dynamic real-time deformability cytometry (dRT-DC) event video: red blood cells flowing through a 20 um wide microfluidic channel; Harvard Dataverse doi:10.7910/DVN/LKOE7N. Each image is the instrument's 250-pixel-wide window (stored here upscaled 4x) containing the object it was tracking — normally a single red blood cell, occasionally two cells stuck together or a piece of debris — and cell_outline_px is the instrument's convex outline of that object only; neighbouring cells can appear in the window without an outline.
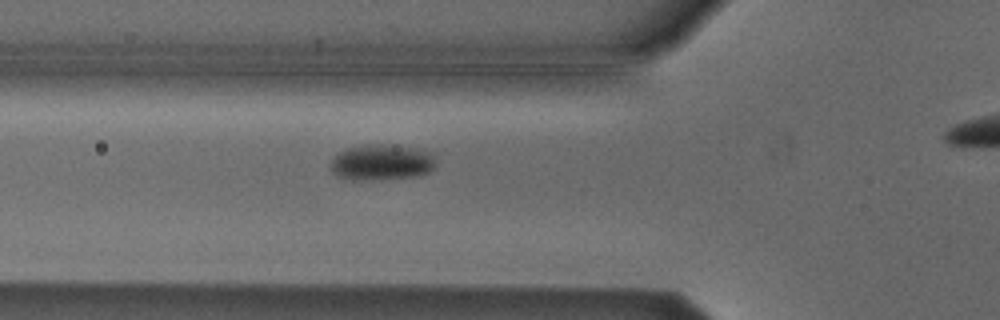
{"species": "Egyptian fruit bat (a non-hibernating species)", "species_latin": "Rousettus aegyptiacus", "temperature_condition": "cold", "stored_images_in_passage": 5, "camera_frame_rate_fps": 3000, "um_per_image_px": 0.085, "animal": {"sex": "male"}, "frame": {"image": 1, "passage_image": 5, "time_ms": 1.333, "image_size_px": [1000, 320], "cell_outline_px": [[436, 168], [432, 172], [420, 176], [380, 180], [352, 180], [336, 176], [332, 172], [332, 160], [344, 148], [368, 144], [388, 144], [412, 148], [432, 152], [436, 160]], "centroid_in_image_um": [32.5, 13.81], "position_along_channel_um": 93.3, "area_um2": 22.48}}